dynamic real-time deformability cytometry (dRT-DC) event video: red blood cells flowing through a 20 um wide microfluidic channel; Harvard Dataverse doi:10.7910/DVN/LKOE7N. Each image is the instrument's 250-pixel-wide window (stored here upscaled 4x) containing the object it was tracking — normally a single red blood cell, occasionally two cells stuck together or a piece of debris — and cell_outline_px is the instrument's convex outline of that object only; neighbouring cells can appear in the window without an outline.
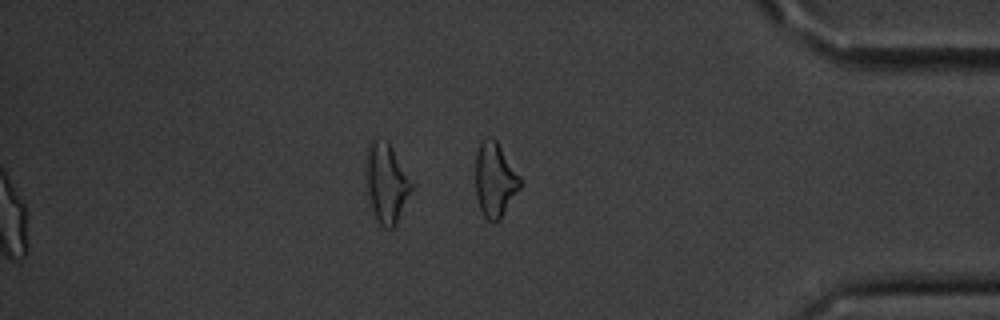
{"species": "common noctule bat (a hibernating species)", "species_latin": "Nyctalus noctula", "temperature_condition": "cold", "stored_images_in_passage": 56, "segment_of_instrument_passage": [2, 2], "camera_frame_rate_fps": 3000, "um_per_image_px": 0.085, "animal": {"sex": "male", "body_mass_g": 20.1, "forearm_length_mm": 53.5}, "frame": {"image": 1, "passage_image": 56, "time_ms": 18.333, "image_size_px": [1000, 320], "cell_outline_px": [[520, 188], [500, 220], [496, 224], [488, 220], [484, 216], [480, 208], [476, 196], [476, 152], [480, 140], [484, 136], [492, 136], [496, 140], [520, 176]], "centroid_in_image_um": [42.05, 15.27], "position_along_channel_um": 393.2, "area_um2": 19.54}}